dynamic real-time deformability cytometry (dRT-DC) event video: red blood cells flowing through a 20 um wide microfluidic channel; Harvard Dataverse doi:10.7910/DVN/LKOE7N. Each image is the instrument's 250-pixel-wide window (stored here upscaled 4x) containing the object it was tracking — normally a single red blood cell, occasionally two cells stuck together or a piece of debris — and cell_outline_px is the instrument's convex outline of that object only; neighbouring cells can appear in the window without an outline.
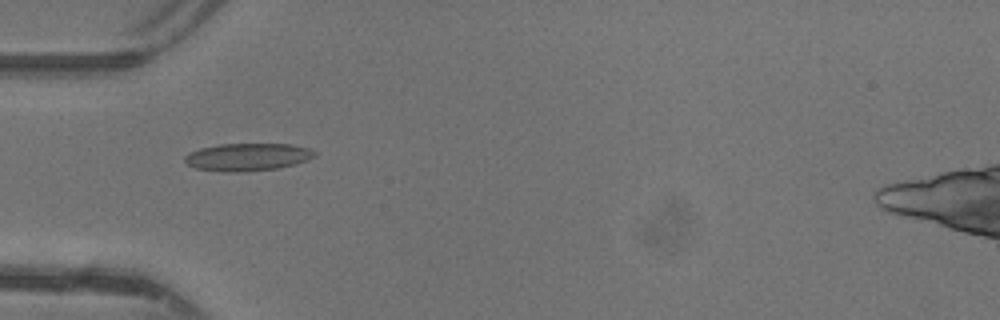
{"species": "common noctule bat (a hibernating species)", "species_latin": "Nyctalus noctula", "temperature_condition": "warm", "stored_images_in_passage": 13, "camera_frame_rate_fps": 3000, "um_per_image_px": 0.085, "animal": {"sex": "female"}, "frame": {"image": 1, "passage_image": 1, "time_ms": 0.0, "image_size_px": [1000, 320], "cell_outline_px": [[316, 156], [308, 160], [296, 164], [276, 168], [236, 172], [224, 172], [196, 168], [188, 164], [184, 160], [184, 156], [188, 152], [200, 148], [220, 144], [292, 144], [308, 148], [316, 152]], "centroid_in_image_um": [21.04, 13.34], "position_along_channel_um": 64.0, "area_um2": 20.87}}
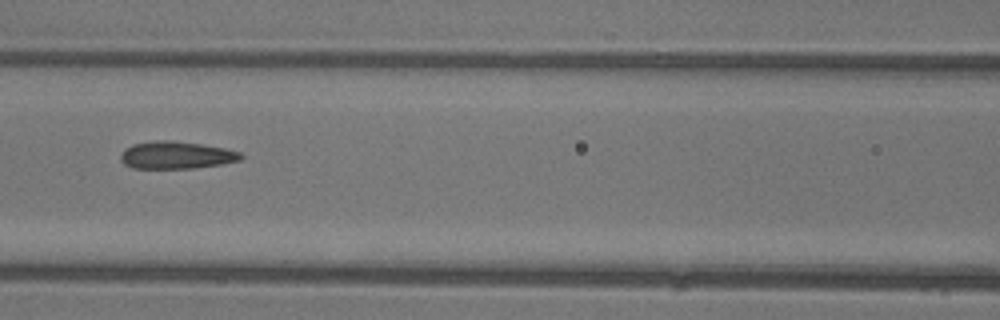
{"frame": {"image": 2, "passage_image": 7, "time_ms": 2.0, "image_size_px": [1000, 320], "cell_outline_px": [[244, 156], [240, 160], [220, 164], [196, 168], [132, 168], [124, 164], [120, 160], [120, 156], [124, 148], [132, 144], [156, 140], [172, 140], [200, 144], [224, 148], [240, 152]], "centroid_in_image_um": [14.95, 13.18], "position_along_channel_um": 151.7, "area_um2": 19.25}}
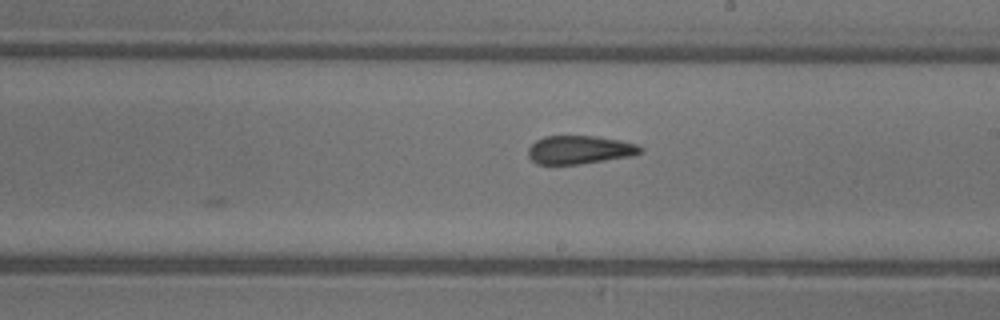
{"frame": {"image": 3, "passage_image": 13, "time_ms": 4.0, "image_size_px": [1000, 320], "cell_outline_px": [[644, 148], [640, 152], [632, 156], [580, 164], [536, 164], [528, 156], [528, 148], [536, 140], [544, 136], [596, 136], [620, 140], [636, 144]], "centroid_in_image_um": [49.25, 12.73], "position_along_channel_um": 239.7, "area_um2": 18.55}}